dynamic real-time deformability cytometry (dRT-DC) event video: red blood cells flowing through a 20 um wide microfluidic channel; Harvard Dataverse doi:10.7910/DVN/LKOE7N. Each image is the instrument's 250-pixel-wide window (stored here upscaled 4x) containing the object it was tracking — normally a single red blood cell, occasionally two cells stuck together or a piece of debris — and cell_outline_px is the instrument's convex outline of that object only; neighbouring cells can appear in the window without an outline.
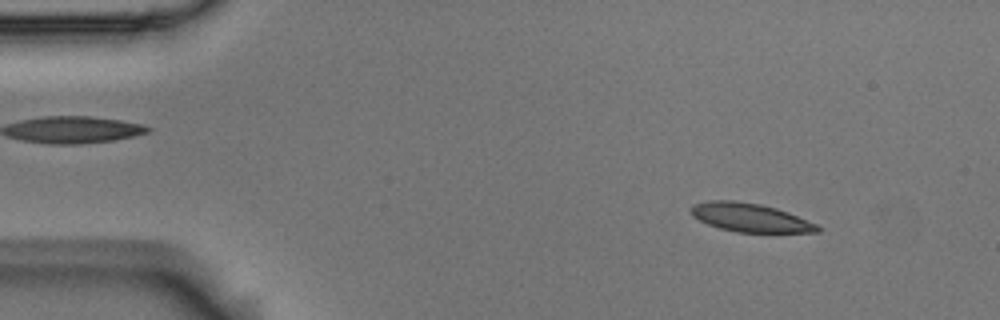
{"species": "Egyptian fruit bat (a non-hibernating species)", "species_latin": "Rousettus aegyptiacus", "temperature_condition": "room temperature", "stored_images_in_passage": 9, "camera_frame_rate_fps": 3000, "um_per_image_px": 0.085, "animal": {"sex": "male"}, "frame": {"image": 1, "passage_image": 1, "time_ms": 0.0, "image_size_px": [1000, 320], "cell_outline_px": [[820, 232], [736, 232], [720, 228], [708, 224], [692, 216], [688, 212], [688, 208], [692, 204], [712, 200], [732, 200], [760, 204], [776, 208], [788, 212], [816, 224], [820, 228]], "centroid_in_image_um": [63.69, 18.48], "position_along_channel_um": 21.3, "area_um2": 21.04}}
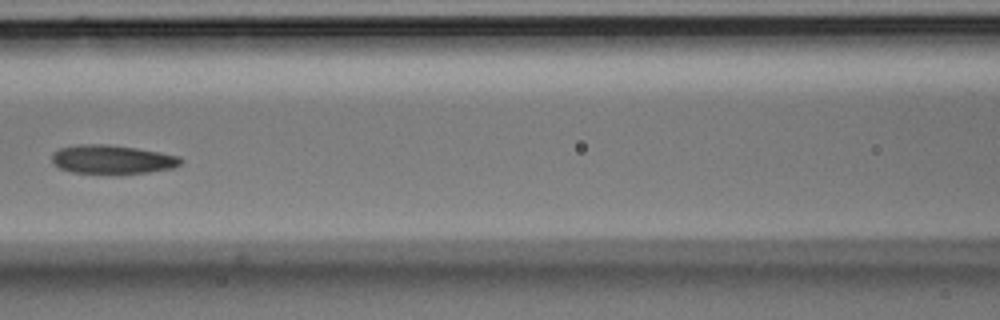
{"frame": {"image": 2, "passage_image": 6, "time_ms": 1.667, "image_size_px": [1000, 320], "cell_outline_px": [[184, 160], [180, 164], [172, 168], [148, 172], [72, 172], [60, 168], [52, 160], [52, 152], [60, 148], [76, 144], [108, 144], [136, 148], [160, 152], [180, 156]], "centroid_in_image_um": [9.55, 13.52], "position_along_channel_um": 157.1, "area_um2": 21.21}}
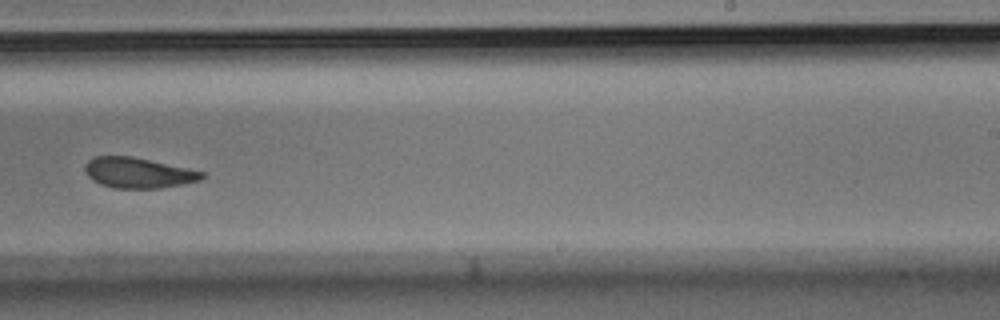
{"frame": {"image": 3, "passage_image": 9, "time_ms": 2.667, "image_size_px": [1000, 320], "cell_outline_px": [[204, 176], [200, 180], [160, 188], [116, 188], [100, 184], [92, 180], [88, 176], [84, 168], [84, 164], [92, 156], [132, 156], [204, 172]], "centroid_in_image_um": [11.68, 14.68], "position_along_channel_um": 277.3, "area_um2": 20.58}}